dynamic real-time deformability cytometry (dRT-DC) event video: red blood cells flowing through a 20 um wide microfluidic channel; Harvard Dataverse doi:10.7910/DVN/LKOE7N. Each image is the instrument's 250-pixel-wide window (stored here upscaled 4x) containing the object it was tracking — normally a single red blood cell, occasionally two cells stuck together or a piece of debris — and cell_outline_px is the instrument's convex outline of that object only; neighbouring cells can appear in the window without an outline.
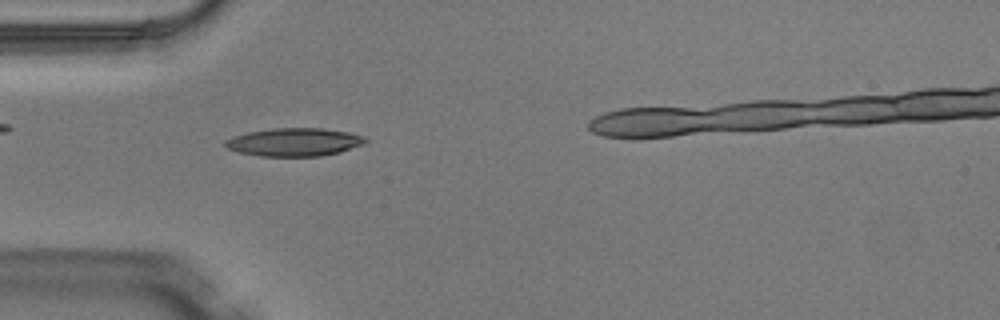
{"species": "Egyptian fruit bat (a non-hibernating species)", "species_latin": "Rousettus aegyptiacus", "temperature_condition": "warm", "stored_images_in_passage": 6, "camera_frame_rate_fps": 3000, "um_per_image_px": 0.085, "animal": {"sex": "male"}, "frame": {"image": 1, "passage_image": 4, "time_ms": 1.0, "image_size_px": [1000, 320], "cell_outline_px": [[368, 140], [364, 144], [340, 152], [320, 156], [260, 156], [240, 152], [228, 148], [224, 144], [224, 140], [232, 136], [248, 132], [272, 128], [324, 128], [348, 132], [364, 136]], "centroid_in_image_um": [25.02, 12.07], "position_along_channel_um": 60.0, "area_um2": 23.0}}